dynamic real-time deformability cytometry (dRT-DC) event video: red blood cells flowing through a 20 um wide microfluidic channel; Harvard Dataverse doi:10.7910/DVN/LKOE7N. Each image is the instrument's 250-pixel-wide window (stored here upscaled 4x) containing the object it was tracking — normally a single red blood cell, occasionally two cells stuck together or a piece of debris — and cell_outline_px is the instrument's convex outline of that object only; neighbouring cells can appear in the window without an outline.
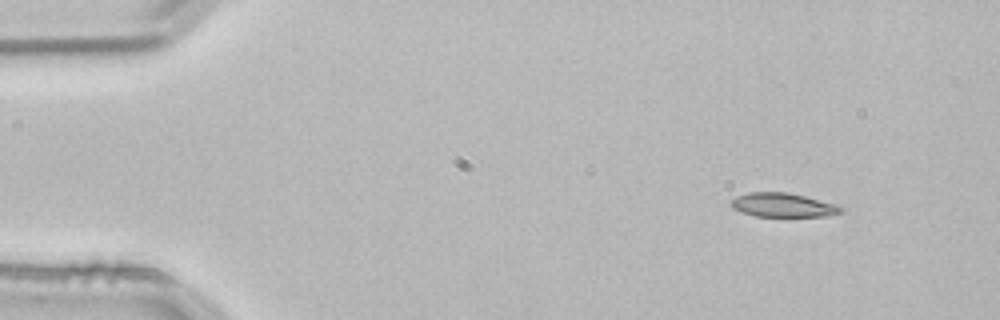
{"species": "common noctule bat (a hibernating species)", "species_latin": "Nyctalus noctula", "temperature_condition": "room temperature", "stored_images_in_passage": 3, "segment_of_instrument_passage": [2, 2], "camera_frame_rate_fps": 3000, "um_per_image_px": 0.085, "animal": {"sex": "male", "body_mass_g": 21.5, "forearm_length_mm": 52.0}, "frame": {"image": 1, "passage_image": 3, "time_ms": 0.667, "image_size_px": [1000, 320], "cell_outline_px": [[844, 212], [828, 216], [756, 216], [740, 212], [732, 208], [728, 200], [736, 196], [748, 192], [788, 192], [836, 204], [844, 208]], "centroid_in_image_um": [66.52, 17.43], "position_along_channel_um": 18.5, "area_um2": 15.55}}